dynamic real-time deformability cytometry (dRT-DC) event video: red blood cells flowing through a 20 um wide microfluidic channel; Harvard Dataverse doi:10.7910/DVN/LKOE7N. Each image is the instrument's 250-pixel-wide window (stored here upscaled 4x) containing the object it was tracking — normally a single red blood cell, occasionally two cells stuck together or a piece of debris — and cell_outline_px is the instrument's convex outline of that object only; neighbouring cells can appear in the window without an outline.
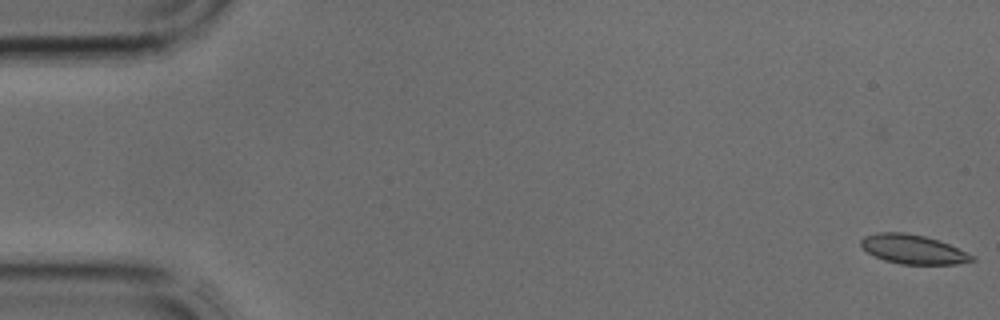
{"species": "common noctule bat (a hibernating species)", "species_latin": "Nyctalus noctula", "temperature_condition": "cold", "stored_images_in_passage": 41, "segment_of_instrument_passage": [1, 2], "camera_frame_rate_fps": 3000, "um_per_image_px": 0.085, "animal": {"sex": "male", "body_mass_g": 17.9, "forearm_length_mm": 54.2}, "frame": {"image": 1, "passage_image": 1, "time_ms": 0.0, "image_size_px": [1000, 320], "cell_outline_px": [[976, 260], [956, 264], [900, 264], [884, 260], [868, 252], [860, 244], [860, 240], [864, 236], [880, 232], [904, 232], [924, 236], [948, 244], [976, 256]], "centroid_in_image_um": [77.62, 21.19], "position_along_channel_um": 7.4, "area_um2": 18.73}}
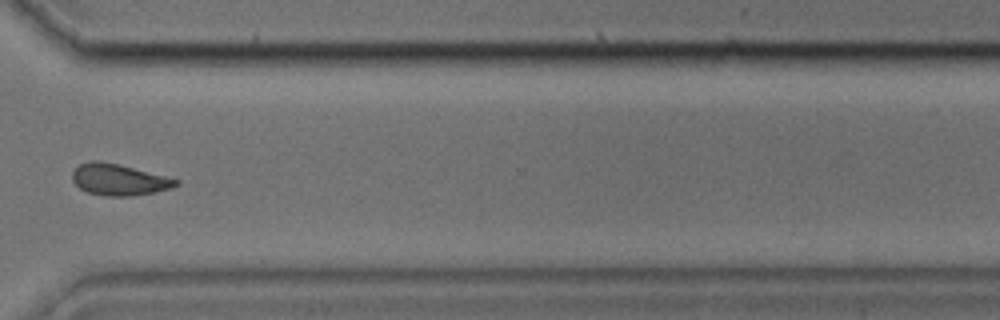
{"frame": {"image": 2, "passage_image": 30, "time_ms": 9.667, "image_size_px": [1000, 320], "cell_outline_px": [[180, 184], [168, 188], [152, 192], [132, 196], [108, 196], [88, 192], [80, 188], [72, 180], [72, 172], [80, 164], [88, 160], [96, 160], [120, 164], [180, 180]], "centroid_in_image_um": [10.08, 15.25], "position_along_channel_um": 360.5, "area_um2": 18.79}}
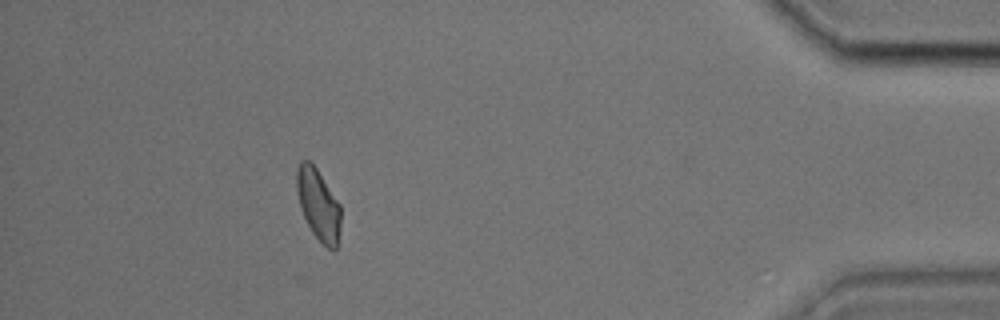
{"frame": {"image": 3, "passage_image": 36, "time_ms": 11.667, "image_size_px": [1000, 320], "cell_outline_px": [[340, 228], [336, 248], [332, 252], [312, 232], [300, 208], [296, 188], [296, 168], [300, 160], [312, 160], [340, 204]], "centroid_in_image_um": [27.04, 17.32], "position_along_channel_um": 408.2, "area_um2": 18.44}}